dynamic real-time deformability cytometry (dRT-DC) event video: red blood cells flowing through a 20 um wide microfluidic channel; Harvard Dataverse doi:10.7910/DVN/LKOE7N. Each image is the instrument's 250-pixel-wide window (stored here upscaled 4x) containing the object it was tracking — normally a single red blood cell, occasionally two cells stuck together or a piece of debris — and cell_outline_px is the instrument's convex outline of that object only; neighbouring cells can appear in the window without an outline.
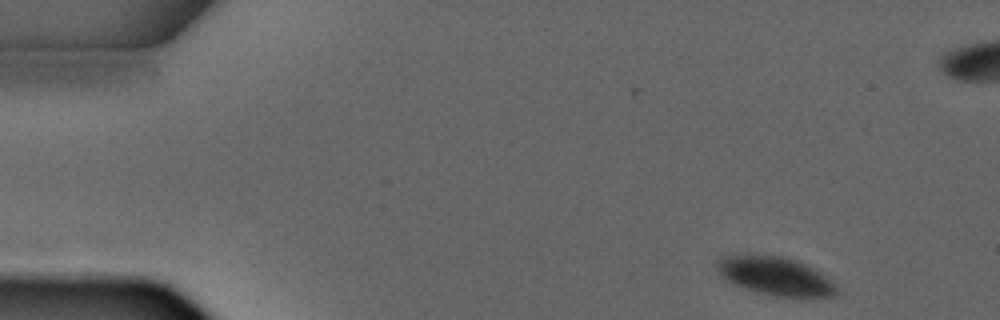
{"species": "common noctule bat (a hibernating species)", "species_latin": "Nyctalus noctula", "temperature_condition": "warm", "stored_images_in_passage": 4, "camera_frame_rate_fps": 3000, "um_per_image_px": 0.085, "animal": {"sex": "male", "forearm_length_mm": 52.5}, "frame": {"image": 1, "passage_image": 1, "time_ms": 0.0, "image_size_px": [1000, 320], "cell_outline_px": [[840, 292], [836, 296], [776, 296], [748, 288], [736, 284], [728, 280], [716, 268], [716, 256], [732, 252], [748, 252], [780, 256], [804, 264], [820, 272], [832, 280], [840, 288]], "centroid_in_image_um": [65.86, 23.39], "position_along_channel_um": 19.1, "area_um2": 27.11}}